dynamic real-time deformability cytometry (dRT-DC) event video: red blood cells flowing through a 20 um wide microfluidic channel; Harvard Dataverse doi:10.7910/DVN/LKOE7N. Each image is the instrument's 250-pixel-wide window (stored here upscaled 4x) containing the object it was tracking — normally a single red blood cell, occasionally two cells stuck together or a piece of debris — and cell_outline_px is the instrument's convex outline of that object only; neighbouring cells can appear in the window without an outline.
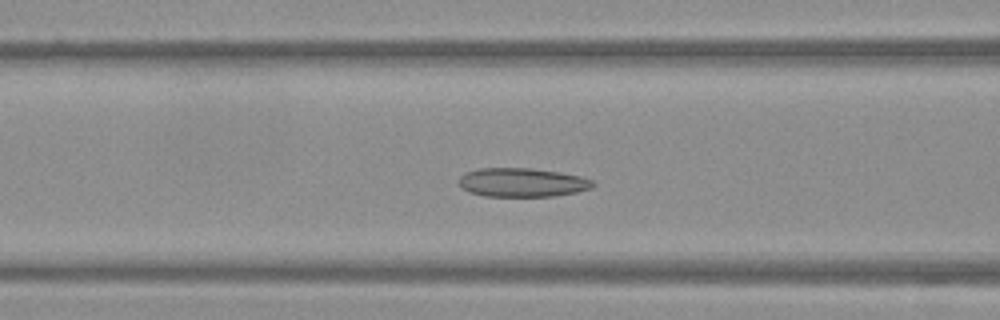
{"species": "Egyptian fruit bat (a non-hibernating species)", "species_latin": "Rousettus aegyptiacus", "temperature_condition": "warm", "stored_images_in_passage": 49, "camera_frame_rate_fps": 3000, "um_per_image_px": 0.085, "frame": {"image": 1, "passage_image": 19, "time_ms": 6.0, "image_size_px": [1000, 320], "cell_outline_px": [[596, 184], [592, 188], [576, 192], [552, 196], [484, 196], [468, 192], [460, 188], [456, 180], [464, 172], [476, 168], [532, 168], [560, 172], [580, 176], [596, 180]], "centroid_in_image_um": [44.35, 15.5], "position_along_channel_um": 122.3, "area_um2": 23.0}}
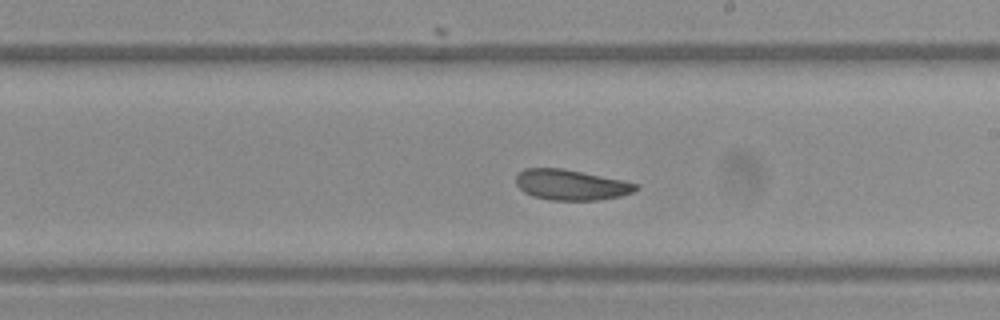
{"frame": {"image": 2, "passage_image": 28, "time_ms": 9.0, "image_size_px": [1000, 320], "cell_outline_px": [[640, 188], [632, 192], [620, 196], [596, 200], [552, 200], [532, 196], [524, 192], [516, 184], [516, 176], [524, 168], [560, 168], [624, 180], [636, 184]], "centroid_in_image_um": [48.52, 15.71], "position_along_channel_um": 240.5, "area_um2": 21.15}}
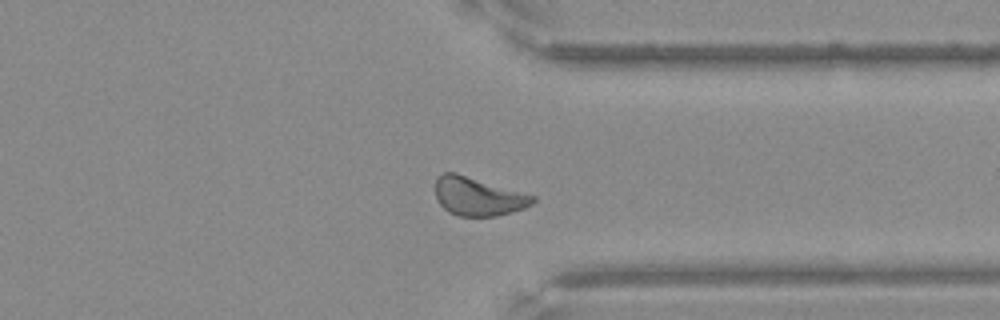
{"frame": {"image": 3, "passage_image": 38, "time_ms": 12.333, "image_size_px": [1000, 320], "cell_outline_px": [[536, 200], [532, 204], [524, 208], [512, 212], [496, 216], [456, 216], [448, 212], [436, 200], [436, 176], [444, 172], [456, 172], [536, 196]], "centroid_in_image_um": [40.62, 16.69], "position_along_channel_um": 370.8, "area_um2": 22.02}}